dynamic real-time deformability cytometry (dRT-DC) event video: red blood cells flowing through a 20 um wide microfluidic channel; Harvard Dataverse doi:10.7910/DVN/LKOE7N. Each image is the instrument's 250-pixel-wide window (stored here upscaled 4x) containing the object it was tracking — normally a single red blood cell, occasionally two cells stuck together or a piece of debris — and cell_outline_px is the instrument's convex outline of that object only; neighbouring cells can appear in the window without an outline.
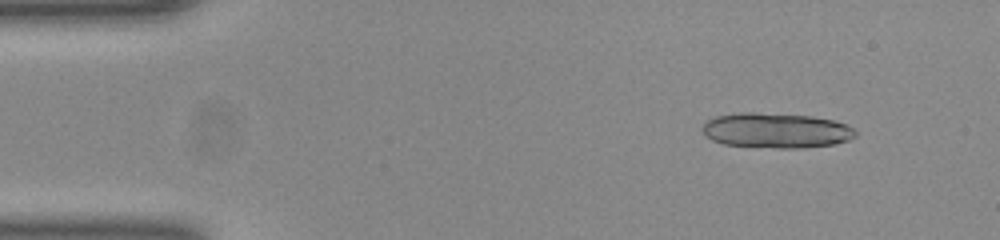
{"species": "common noctule bat (a hibernating species)", "species_latin": "Nyctalus noctula", "temperature_condition": "room temperature", "stored_images_in_passage": 49, "camera_frame_rate_fps": 3000, "um_per_image_px": 0.085, "animal": {"sex": "female", "body_mass_g": 23.0, "forearm_length_mm": 53.4}, "frame": {"image": 1, "passage_image": 3, "time_ms": 0.667, "image_size_px": [1000, 240], "cell_outline_px": [[856, 136], [848, 140], [832, 144], [800, 148], [776, 148], [724, 144], [712, 140], [704, 136], [700, 128], [708, 120], [716, 116], [740, 112], [756, 112], [812, 116], [832, 120], [848, 124], [856, 132]], "centroid_in_image_um": [65.94, 11.08], "position_along_channel_um": 19.1, "area_um2": 31.39}}
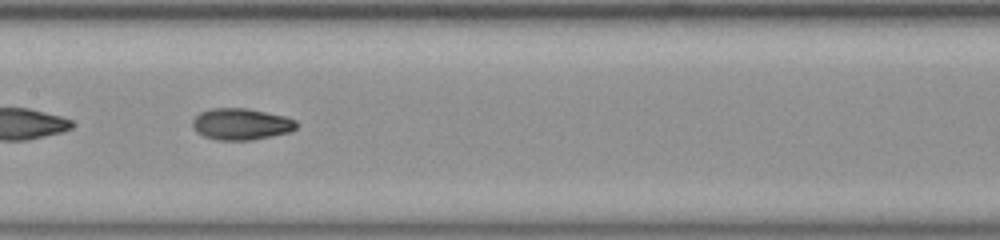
{"frame": {"image": 2, "passage_image": 23, "time_ms": 7.333, "image_size_px": [1000, 240], "cell_outline_px": [[300, 124], [292, 132], [252, 140], [216, 140], [204, 136], [196, 132], [192, 124], [192, 120], [200, 112], [212, 108], [244, 108], [284, 116], [296, 120]], "centroid_in_image_um": [20.51, 10.56], "position_along_channel_um": 186.9, "area_um2": 19.19}}
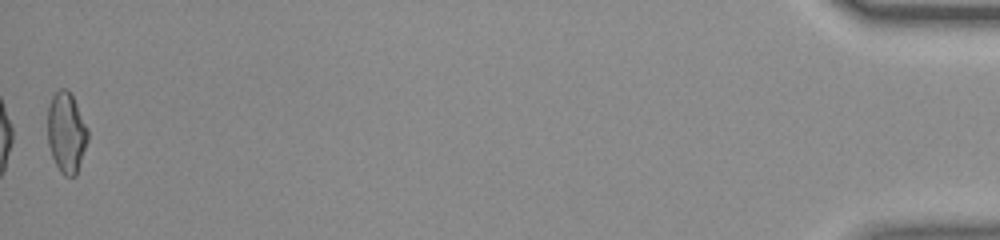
{"frame": {"image": 3, "passage_image": 49, "time_ms": 16.0, "image_size_px": [1000, 240], "cell_outline_px": [[88, 140], [76, 176], [64, 176], [60, 172], [52, 156], [48, 144], [48, 104], [52, 96], [60, 88], [68, 88], [88, 128]], "centroid_in_image_um": [5.64, 11.27], "position_along_channel_um": 429.6, "area_um2": 18.9}, "authors_computed_cell_mechanics": {"area_um2": 19.0162, "velocity_mm_per_s": 3.9666, "shape_relaxation_time_tau1_ms": 6.7501, "shape_relaxation_time_tau2_ms": 1.9215, "deformation_change_tau1": 0.1889, "deformation_change_tau2": 0.0665}}